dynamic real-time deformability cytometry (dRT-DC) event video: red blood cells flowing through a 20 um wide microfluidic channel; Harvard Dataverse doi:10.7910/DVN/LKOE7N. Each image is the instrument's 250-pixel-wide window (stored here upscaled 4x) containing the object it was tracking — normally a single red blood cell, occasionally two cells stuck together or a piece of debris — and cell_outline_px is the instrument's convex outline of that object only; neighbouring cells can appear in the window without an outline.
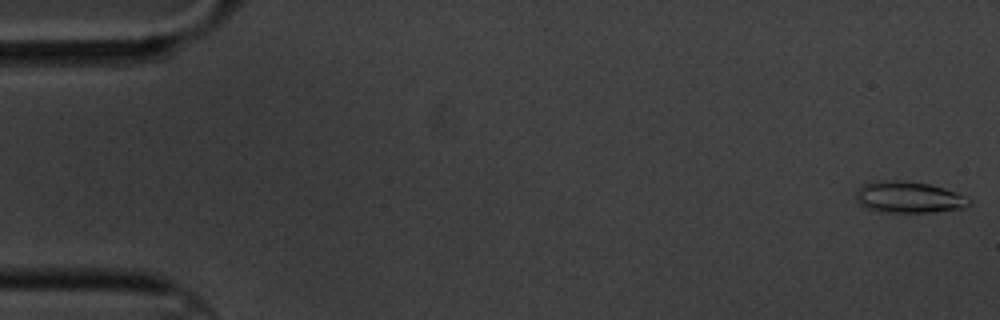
{"species": "common noctule bat (a hibernating species)", "species_latin": "Nyctalus noctula", "temperature_condition": "cold", "stored_images_in_passage": 6, "camera_frame_rate_fps": 3000, "um_per_image_px": 0.085, "animal": {"sex": "male", "body_mass_g": 20.1, "forearm_length_mm": 53.5}, "frame": {"image": 1, "passage_image": 1, "time_ms": 0.0, "image_size_px": [1000, 320], "cell_outline_px": [[972, 204], [964, 208], [932, 212], [876, 212], [860, 204], [856, 200], [856, 188], [864, 184], [880, 180], [900, 180], [928, 184], [944, 188], [968, 196], [972, 200]], "centroid_in_image_um": [77.26, 16.77], "position_along_channel_um": 7.7, "area_um2": 20.98}}
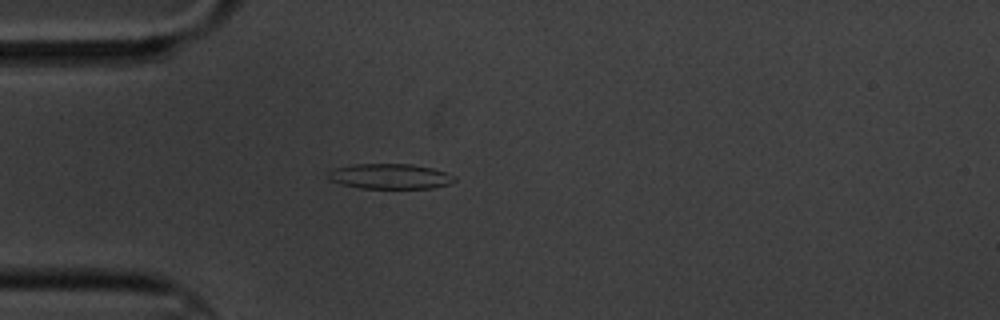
{"frame": {"image": 2, "passage_image": 5, "time_ms": 5.0, "image_size_px": [1000, 320], "cell_outline_px": [[456, 180], [448, 184], [432, 188], [360, 188], [340, 184], [332, 180], [328, 176], [328, 172], [332, 168], [352, 164], [412, 164], [432, 168], [456, 176]], "centroid_in_image_um": [33.13, 14.98], "position_along_channel_um": 51.9, "area_um2": 18.55}}